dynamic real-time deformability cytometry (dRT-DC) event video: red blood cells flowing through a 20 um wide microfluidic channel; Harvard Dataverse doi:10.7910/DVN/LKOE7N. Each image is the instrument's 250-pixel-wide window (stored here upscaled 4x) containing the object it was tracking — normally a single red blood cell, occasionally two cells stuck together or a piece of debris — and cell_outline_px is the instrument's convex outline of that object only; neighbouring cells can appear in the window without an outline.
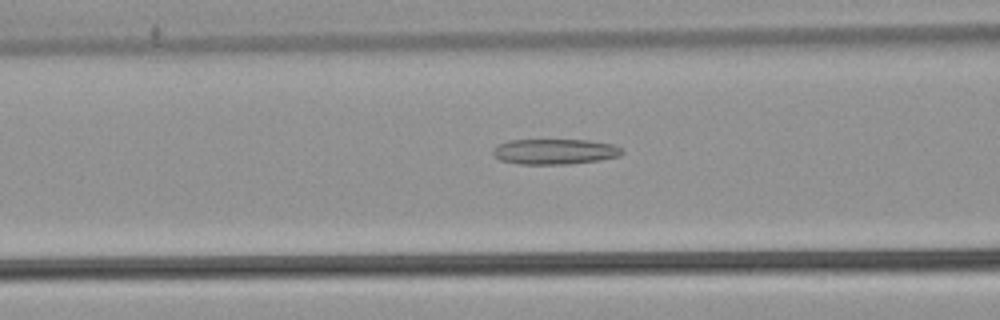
{"species": "common noctule bat (a hibernating species)", "species_latin": "Nyctalus noctula", "temperature_condition": "warm", "stored_images_in_passage": 49, "camera_frame_rate_fps": 3000, "um_per_image_px": 0.085, "animal": {"sex": "male", "body_mass_g": 21.5, "forearm_length_mm": 52.0}, "frame": {"image": 1, "passage_image": 17, "time_ms": 5.333, "image_size_px": [1000, 320], "cell_outline_px": [[624, 152], [620, 156], [600, 160], [568, 164], [520, 164], [500, 160], [492, 152], [500, 144], [508, 140], [588, 140], [612, 144], [620, 148]], "centroid_in_image_um": [47.19, 12.89], "position_along_channel_um": 119.4, "area_um2": 18.96}}
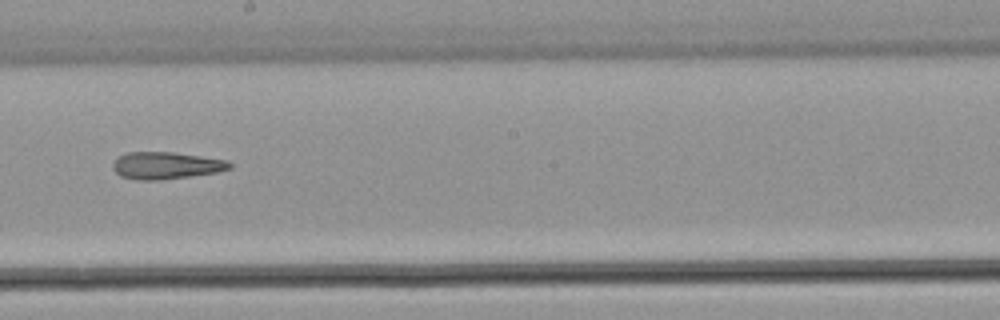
{"frame": {"image": 2, "passage_image": 26, "time_ms": 8.333, "image_size_px": [1000, 320], "cell_outline_px": [[232, 168], [216, 172], [160, 180], [136, 180], [120, 176], [112, 168], [112, 164], [120, 156], [128, 152], [172, 152], [228, 160], [232, 164]], "centroid_in_image_um": [14.11, 14.07], "position_along_channel_um": 234.1, "area_um2": 18.32}}
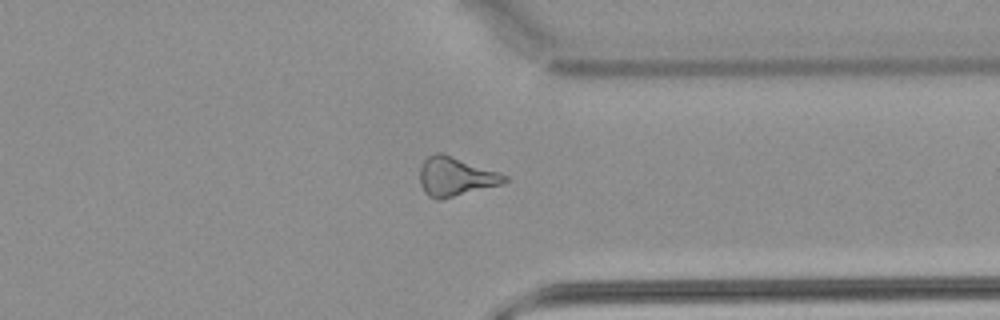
{"frame": {"image": 3, "passage_image": 37, "time_ms": 12.0, "image_size_px": [1000, 320], "cell_outline_px": [[508, 180], [504, 184], [440, 200], [436, 200], [428, 196], [424, 192], [420, 184], [420, 164], [428, 156], [436, 152], [444, 152], [500, 172], [508, 176]], "centroid_in_image_um": [38.73, 15.0], "position_along_channel_um": 372.7, "area_um2": 19.77}}